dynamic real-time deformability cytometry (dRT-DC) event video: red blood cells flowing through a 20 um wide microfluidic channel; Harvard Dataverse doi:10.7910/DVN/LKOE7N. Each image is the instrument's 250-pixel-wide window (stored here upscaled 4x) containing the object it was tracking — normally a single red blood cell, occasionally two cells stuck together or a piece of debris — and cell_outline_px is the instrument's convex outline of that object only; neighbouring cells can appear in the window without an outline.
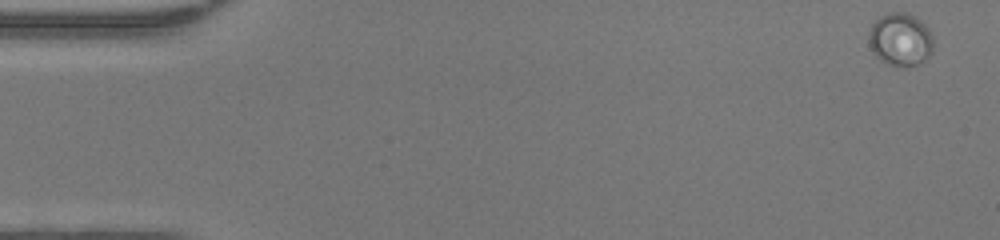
{"species": "human", "species_latin": "Homo sapiens", "temperature_condition": "warm", "stored_images_in_passage": 47, "camera_frame_rate_fps": 3000, "um_per_image_px": 0.085, "donor": {"sex": "female"}, "frame": {"image": 1, "passage_image": 1, "time_ms": 0.0, "image_size_px": [1000, 240], "cell_outline_px": [[932, 52], [924, 60], [916, 64], [900, 68], [888, 64], [880, 60], [872, 52], [868, 44], [868, 36], [872, 24], [880, 16], [892, 12], [904, 12], [920, 20], [924, 24], [932, 36]], "centroid_in_image_um": [76.5, 3.38], "position_along_channel_um": 8.5, "area_um2": 19.88}}